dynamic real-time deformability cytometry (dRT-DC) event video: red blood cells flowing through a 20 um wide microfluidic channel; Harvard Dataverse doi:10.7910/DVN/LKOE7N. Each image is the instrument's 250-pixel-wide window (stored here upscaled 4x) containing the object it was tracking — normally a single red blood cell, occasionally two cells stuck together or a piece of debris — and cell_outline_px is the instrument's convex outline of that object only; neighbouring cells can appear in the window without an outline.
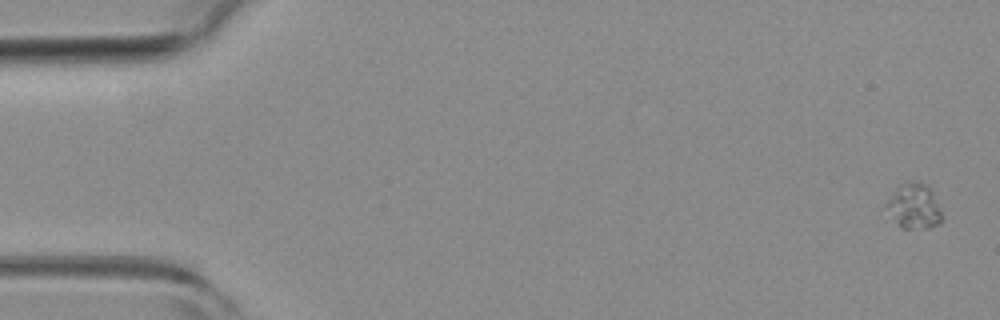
{"species": "common noctule bat (a hibernating species)", "species_latin": "Nyctalus noctula", "temperature_condition": "room temperature", "stored_images_in_passage": 5, "camera_frame_rate_fps": 3000, "um_per_image_px": 0.085, "animal": {"sex": "female", "body_mass_g": 19.3, "forearm_length_mm": 54.1}, "frame": {"image": 1, "passage_image": 1, "time_ms": 0.0, "image_size_px": [1000, 320], "cell_outline_px": [[944, 220], [940, 224], [928, 228], [900, 228], [880, 208], [892, 192], [900, 184], [908, 180], [916, 180], [928, 184], [932, 188], [944, 216]], "centroid_in_image_um": [77.66, 17.51], "position_along_channel_um": 7.3, "area_um2": 15.84}}
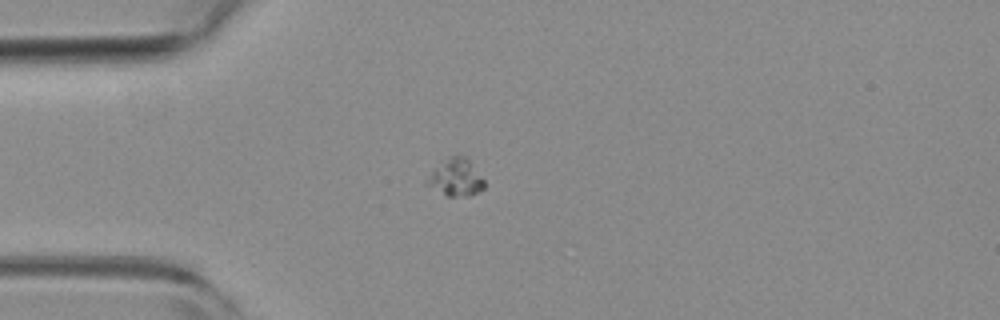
{"frame": {"image": 2, "passage_image": 5, "time_ms": 1.333, "image_size_px": [1000, 320], "cell_outline_px": [[484, 188], [472, 196], [448, 196], [424, 184], [424, 180], [432, 168], [448, 156], [464, 156], [468, 160], [484, 180]], "centroid_in_image_um": [38.68, 15.09], "position_along_channel_um": 46.3, "area_um2": 12.54}}